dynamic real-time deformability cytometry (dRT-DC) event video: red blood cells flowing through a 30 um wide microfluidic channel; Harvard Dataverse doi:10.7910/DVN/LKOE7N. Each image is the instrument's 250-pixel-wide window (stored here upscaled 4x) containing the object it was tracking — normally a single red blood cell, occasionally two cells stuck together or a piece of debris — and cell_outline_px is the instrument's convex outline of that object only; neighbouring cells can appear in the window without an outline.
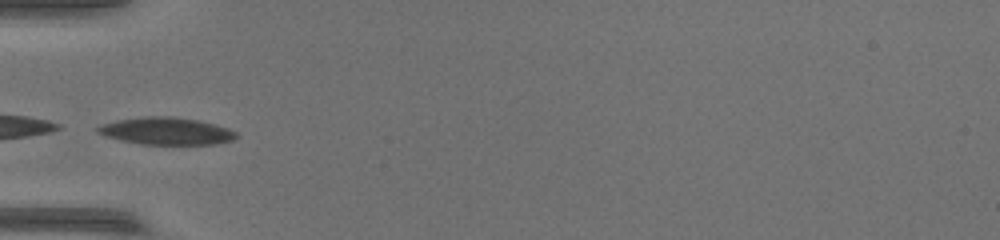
{"species": "common noctule bat (a hibernating species)", "species_latin": "Nyctalus noctula", "temperature_condition": "warm", "stored_images_in_passage": 34, "camera_frame_rate_fps": 3000, "um_per_image_px": 0.085, "animal": {"sex": "female", "body_mass_g": 17.0, "forearm_length_mm": 48.0}, "frame": {"image": 1, "passage_image": 1, "time_ms": 0.0, "image_size_px": [1000, 240], "cell_outline_px": [[240, 136], [232, 140], [216, 144], [140, 144], [120, 140], [104, 136], [96, 132], [96, 128], [100, 124], [116, 120], [144, 116], [172, 116], [196, 120], [216, 124], [228, 128], [236, 132]], "centroid_in_image_um": [14.12, 11.13], "position_along_channel_um": 70.9, "area_um2": 22.2}}
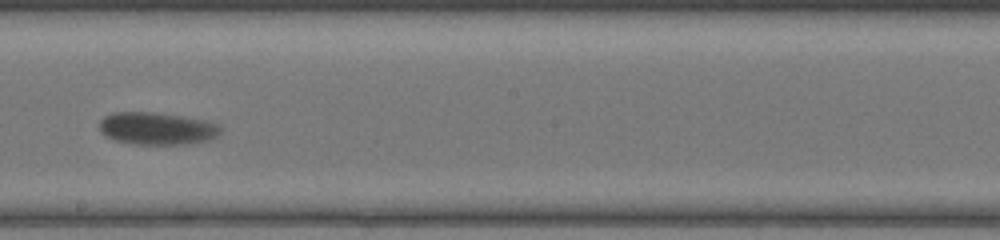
{"frame": {"image": 2, "passage_image": 14, "time_ms": 4.333, "image_size_px": [1000, 240], "cell_outline_px": [[220, 132], [216, 136], [208, 140], [184, 144], [136, 144], [116, 140], [104, 136], [100, 132], [100, 120], [104, 116], [112, 112], [152, 112], [180, 116], [204, 120], [216, 124], [220, 128]], "centroid_in_image_um": [13.28, 10.92], "position_along_channel_um": 234.9, "area_um2": 22.66}}
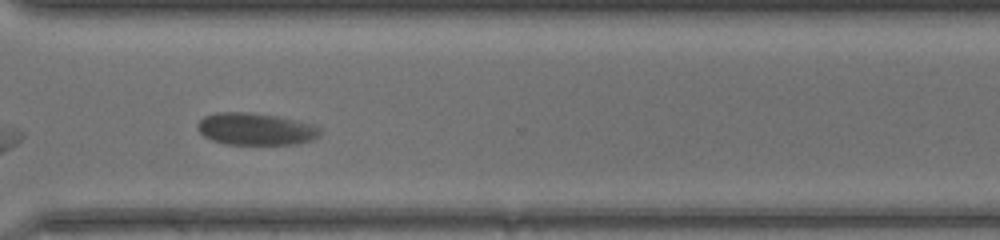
{"frame": {"image": 3, "passage_image": 23, "time_ms": 7.333, "image_size_px": [1000, 240], "cell_outline_px": [[320, 136], [312, 140], [296, 144], [224, 144], [212, 140], [204, 136], [196, 128], [196, 124], [204, 116], [216, 112], [248, 112], [280, 116], [312, 124], [320, 128]], "centroid_in_image_um": [21.72, 10.96], "position_along_channel_um": 348.9, "area_um2": 23.12}}